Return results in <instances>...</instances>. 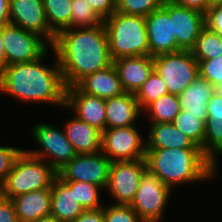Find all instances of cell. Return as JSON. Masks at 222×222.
Here are the masks:
<instances>
[{"label":"cell","mask_w":222,"mask_h":222,"mask_svg":"<svg viewBox=\"0 0 222 222\" xmlns=\"http://www.w3.org/2000/svg\"><path fill=\"white\" fill-rule=\"evenodd\" d=\"M57 176V172L45 160L31 156L24 150L0 186V196L12 199L30 191L52 187Z\"/></svg>","instance_id":"5b68a950"},{"label":"cell","mask_w":222,"mask_h":222,"mask_svg":"<svg viewBox=\"0 0 222 222\" xmlns=\"http://www.w3.org/2000/svg\"><path fill=\"white\" fill-rule=\"evenodd\" d=\"M207 120H222V94L217 89L207 103Z\"/></svg>","instance_id":"74e56055"},{"label":"cell","mask_w":222,"mask_h":222,"mask_svg":"<svg viewBox=\"0 0 222 222\" xmlns=\"http://www.w3.org/2000/svg\"><path fill=\"white\" fill-rule=\"evenodd\" d=\"M216 88L206 79L198 76L178 95L181 109L197 116L204 123L207 121V103Z\"/></svg>","instance_id":"603a6c76"},{"label":"cell","mask_w":222,"mask_h":222,"mask_svg":"<svg viewBox=\"0 0 222 222\" xmlns=\"http://www.w3.org/2000/svg\"><path fill=\"white\" fill-rule=\"evenodd\" d=\"M47 53L31 62L8 65L0 76V93L27 103L65 107L66 87L56 55L54 67L41 63Z\"/></svg>","instance_id":"7a4b0ae2"},{"label":"cell","mask_w":222,"mask_h":222,"mask_svg":"<svg viewBox=\"0 0 222 222\" xmlns=\"http://www.w3.org/2000/svg\"><path fill=\"white\" fill-rule=\"evenodd\" d=\"M205 26L222 37V5L208 8Z\"/></svg>","instance_id":"8d00e7d4"},{"label":"cell","mask_w":222,"mask_h":222,"mask_svg":"<svg viewBox=\"0 0 222 222\" xmlns=\"http://www.w3.org/2000/svg\"><path fill=\"white\" fill-rule=\"evenodd\" d=\"M136 126L106 128L102 132L101 152L111 162L144 159L146 141Z\"/></svg>","instance_id":"9c48e42d"},{"label":"cell","mask_w":222,"mask_h":222,"mask_svg":"<svg viewBox=\"0 0 222 222\" xmlns=\"http://www.w3.org/2000/svg\"><path fill=\"white\" fill-rule=\"evenodd\" d=\"M64 108L74 111L77 118L100 131L103 132L106 129L105 99L88 95L77 86L67 87Z\"/></svg>","instance_id":"9a60e30c"},{"label":"cell","mask_w":222,"mask_h":222,"mask_svg":"<svg viewBox=\"0 0 222 222\" xmlns=\"http://www.w3.org/2000/svg\"><path fill=\"white\" fill-rule=\"evenodd\" d=\"M64 132L77 154H94L101 151L102 131L81 121L75 115L67 120Z\"/></svg>","instance_id":"ffe728a7"},{"label":"cell","mask_w":222,"mask_h":222,"mask_svg":"<svg viewBox=\"0 0 222 222\" xmlns=\"http://www.w3.org/2000/svg\"><path fill=\"white\" fill-rule=\"evenodd\" d=\"M164 0H116V11L126 15L148 16L160 8Z\"/></svg>","instance_id":"1f68e13d"},{"label":"cell","mask_w":222,"mask_h":222,"mask_svg":"<svg viewBox=\"0 0 222 222\" xmlns=\"http://www.w3.org/2000/svg\"><path fill=\"white\" fill-rule=\"evenodd\" d=\"M76 86L88 95L105 100L124 93L117 70L113 64L106 69L86 76Z\"/></svg>","instance_id":"7402d4cb"},{"label":"cell","mask_w":222,"mask_h":222,"mask_svg":"<svg viewBox=\"0 0 222 222\" xmlns=\"http://www.w3.org/2000/svg\"><path fill=\"white\" fill-rule=\"evenodd\" d=\"M87 2L103 20L116 11V0H87Z\"/></svg>","instance_id":"f35d334b"},{"label":"cell","mask_w":222,"mask_h":222,"mask_svg":"<svg viewBox=\"0 0 222 222\" xmlns=\"http://www.w3.org/2000/svg\"><path fill=\"white\" fill-rule=\"evenodd\" d=\"M217 90L222 94V85L217 88Z\"/></svg>","instance_id":"7dc6e473"},{"label":"cell","mask_w":222,"mask_h":222,"mask_svg":"<svg viewBox=\"0 0 222 222\" xmlns=\"http://www.w3.org/2000/svg\"><path fill=\"white\" fill-rule=\"evenodd\" d=\"M110 165V159L101 151L94 154H77L57 172V175L63 181H84L106 190Z\"/></svg>","instance_id":"7c38bea8"},{"label":"cell","mask_w":222,"mask_h":222,"mask_svg":"<svg viewBox=\"0 0 222 222\" xmlns=\"http://www.w3.org/2000/svg\"><path fill=\"white\" fill-rule=\"evenodd\" d=\"M25 149L0 146V186L13 169L16 159Z\"/></svg>","instance_id":"d590c367"},{"label":"cell","mask_w":222,"mask_h":222,"mask_svg":"<svg viewBox=\"0 0 222 222\" xmlns=\"http://www.w3.org/2000/svg\"><path fill=\"white\" fill-rule=\"evenodd\" d=\"M105 105L106 128L134 126L143 112L135 94L129 92L106 99Z\"/></svg>","instance_id":"d6986e66"},{"label":"cell","mask_w":222,"mask_h":222,"mask_svg":"<svg viewBox=\"0 0 222 222\" xmlns=\"http://www.w3.org/2000/svg\"><path fill=\"white\" fill-rule=\"evenodd\" d=\"M173 124L184 135L188 136L203 152V142L205 137V123L200 121L197 116L188 114L187 111L181 109L175 117Z\"/></svg>","instance_id":"f1b7e54d"},{"label":"cell","mask_w":222,"mask_h":222,"mask_svg":"<svg viewBox=\"0 0 222 222\" xmlns=\"http://www.w3.org/2000/svg\"><path fill=\"white\" fill-rule=\"evenodd\" d=\"M199 76L206 79L216 89L222 85V55L198 62Z\"/></svg>","instance_id":"836d02e7"},{"label":"cell","mask_w":222,"mask_h":222,"mask_svg":"<svg viewBox=\"0 0 222 222\" xmlns=\"http://www.w3.org/2000/svg\"><path fill=\"white\" fill-rule=\"evenodd\" d=\"M124 92L136 93L154 70L153 57L130 56L113 61Z\"/></svg>","instance_id":"e0dca14e"},{"label":"cell","mask_w":222,"mask_h":222,"mask_svg":"<svg viewBox=\"0 0 222 222\" xmlns=\"http://www.w3.org/2000/svg\"><path fill=\"white\" fill-rule=\"evenodd\" d=\"M54 123H39L32 127V136L42 149L25 150L31 156L46 160V162L58 172L76 155L73 145L68 141L64 129L62 131ZM52 158H50V157ZM49 157V159H47Z\"/></svg>","instance_id":"52a82bcc"},{"label":"cell","mask_w":222,"mask_h":222,"mask_svg":"<svg viewBox=\"0 0 222 222\" xmlns=\"http://www.w3.org/2000/svg\"><path fill=\"white\" fill-rule=\"evenodd\" d=\"M51 49L66 88L76 86L86 76L113 64L103 24L65 29L55 36Z\"/></svg>","instance_id":"6da1fadb"},{"label":"cell","mask_w":222,"mask_h":222,"mask_svg":"<svg viewBox=\"0 0 222 222\" xmlns=\"http://www.w3.org/2000/svg\"><path fill=\"white\" fill-rule=\"evenodd\" d=\"M203 154L212 162L214 177L217 171V155L222 154V120L205 122Z\"/></svg>","instance_id":"83f0119b"},{"label":"cell","mask_w":222,"mask_h":222,"mask_svg":"<svg viewBox=\"0 0 222 222\" xmlns=\"http://www.w3.org/2000/svg\"><path fill=\"white\" fill-rule=\"evenodd\" d=\"M31 222H60L57 218H55L52 215H49L47 217L39 218L37 220L31 221Z\"/></svg>","instance_id":"f6af8a7d"},{"label":"cell","mask_w":222,"mask_h":222,"mask_svg":"<svg viewBox=\"0 0 222 222\" xmlns=\"http://www.w3.org/2000/svg\"><path fill=\"white\" fill-rule=\"evenodd\" d=\"M51 214L60 222H73L85 210L75 196V181H63L58 176L51 187Z\"/></svg>","instance_id":"ac0fdd59"},{"label":"cell","mask_w":222,"mask_h":222,"mask_svg":"<svg viewBox=\"0 0 222 222\" xmlns=\"http://www.w3.org/2000/svg\"><path fill=\"white\" fill-rule=\"evenodd\" d=\"M153 62L168 94L179 95L199 76L198 61L191 51L158 55L153 57Z\"/></svg>","instance_id":"8992f818"},{"label":"cell","mask_w":222,"mask_h":222,"mask_svg":"<svg viewBox=\"0 0 222 222\" xmlns=\"http://www.w3.org/2000/svg\"><path fill=\"white\" fill-rule=\"evenodd\" d=\"M102 187L84 181H75V196L85 210L99 209L104 205L99 202Z\"/></svg>","instance_id":"d6a6232c"},{"label":"cell","mask_w":222,"mask_h":222,"mask_svg":"<svg viewBox=\"0 0 222 222\" xmlns=\"http://www.w3.org/2000/svg\"><path fill=\"white\" fill-rule=\"evenodd\" d=\"M191 53L198 62L222 55V37L205 26Z\"/></svg>","instance_id":"4316f807"},{"label":"cell","mask_w":222,"mask_h":222,"mask_svg":"<svg viewBox=\"0 0 222 222\" xmlns=\"http://www.w3.org/2000/svg\"><path fill=\"white\" fill-rule=\"evenodd\" d=\"M170 19L177 47L181 51H191L196 39L205 27V15L199 11L176 5L170 1Z\"/></svg>","instance_id":"2e32d148"},{"label":"cell","mask_w":222,"mask_h":222,"mask_svg":"<svg viewBox=\"0 0 222 222\" xmlns=\"http://www.w3.org/2000/svg\"><path fill=\"white\" fill-rule=\"evenodd\" d=\"M171 191L157 175L146 168L130 206L143 222H160Z\"/></svg>","instance_id":"ba28073f"},{"label":"cell","mask_w":222,"mask_h":222,"mask_svg":"<svg viewBox=\"0 0 222 222\" xmlns=\"http://www.w3.org/2000/svg\"><path fill=\"white\" fill-rule=\"evenodd\" d=\"M170 1L176 5L199 11L204 15L207 13L209 8L208 0H170Z\"/></svg>","instance_id":"60d3db41"},{"label":"cell","mask_w":222,"mask_h":222,"mask_svg":"<svg viewBox=\"0 0 222 222\" xmlns=\"http://www.w3.org/2000/svg\"><path fill=\"white\" fill-rule=\"evenodd\" d=\"M103 215L105 222H143L130 205H104Z\"/></svg>","instance_id":"e575fe53"},{"label":"cell","mask_w":222,"mask_h":222,"mask_svg":"<svg viewBox=\"0 0 222 222\" xmlns=\"http://www.w3.org/2000/svg\"><path fill=\"white\" fill-rule=\"evenodd\" d=\"M145 22L151 57L181 51L173 34L170 0H164L160 8L145 17Z\"/></svg>","instance_id":"5bb4252c"},{"label":"cell","mask_w":222,"mask_h":222,"mask_svg":"<svg viewBox=\"0 0 222 222\" xmlns=\"http://www.w3.org/2000/svg\"><path fill=\"white\" fill-rule=\"evenodd\" d=\"M167 94L168 90L165 83L156 71L153 70L149 78L135 93V97L139 103L140 109L143 111L150 103Z\"/></svg>","instance_id":"f546056e"},{"label":"cell","mask_w":222,"mask_h":222,"mask_svg":"<svg viewBox=\"0 0 222 222\" xmlns=\"http://www.w3.org/2000/svg\"><path fill=\"white\" fill-rule=\"evenodd\" d=\"M0 222H20L11 199L0 196Z\"/></svg>","instance_id":"ab89813d"},{"label":"cell","mask_w":222,"mask_h":222,"mask_svg":"<svg viewBox=\"0 0 222 222\" xmlns=\"http://www.w3.org/2000/svg\"><path fill=\"white\" fill-rule=\"evenodd\" d=\"M51 187L12 198L20 222H31L51 214Z\"/></svg>","instance_id":"44dd1931"},{"label":"cell","mask_w":222,"mask_h":222,"mask_svg":"<svg viewBox=\"0 0 222 222\" xmlns=\"http://www.w3.org/2000/svg\"><path fill=\"white\" fill-rule=\"evenodd\" d=\"M10 23L35 33L52 46L55 34L46 19L43 0H9Z\"/></svg>","instance_id":"4fadbf2b"},{"label":"cell","mask_w":222,"mask_h":222,"mask_svg":"<svg viewBox=\"0 0 222 222\" xmlns=\"http://www.w3.org/2000/svg\"><path fill=\"white\" fill-rule=\"evenodd\" d=\"M146 148H200L173 123H150Z\"/></svg>","instance_id":"cb8c5ba5"},{"label":"cell","mask_w":222,"mask_h":222,"mask_svg":"<svg viewBox=\"0 0 222 222\" xmlns=\"http://www.w3.org/2000/svg\"><path fill=\"white\" fill-rule=\"evenodd\" d=\"M71 1L43 0L49 28L55 35L65 29H71Z\"/></svg>","instance_id":"484cf974"},{"label":"cell","mask_w":222,"mask_h":222,"mask_svg":"<svg viewBox=\"0 0 222 222\" xmlns=\"http://www.w3.org/2000/svg\"><path fill=\"white\" fill-rule=\"evenodd\" d=\"M147 168L146 161H114L109 169V180L106 189L117 205H130L136 195V191Z\"/></svg>","instance_id":"8fae6325"},{"label":"cell","mask_w":222,"mask_h":222,"mask_svg":"<svg viewBox=\"0 0 222 222\" xmlns=\"http://www.w3.org/2000/svg\"><path fill=\"white\" fill-rule=\"evenodd\" d=\"M2 36L7 65L34 61L48 51L42 37L12 23L2 26Z\"/></svg>","instance_id":"30bf717a"},{"label":"cell","mask_w":222,"mask_h":222,"mask_svg":"<svg viewBox=\"0 0 222 222\" xmlns=\"http://www.w3.org/2000/svg\"><path fill=\"white\" fill-rule=\"evenodd\" d=\"M73 222H105L103 207L84 210Z\"/></svg>","instance_id":"b9f144b4"},{"label":"cell","mask_w":222,"mask_h":222,"mask_svg":"<svg viewBox=\"0 0 222 222\" xmlns=\"http://www.w3.org/2000/svg\"><path fill=\"white\" fill-rule=\"evenodd\" d=\"M147 168L171 190L178 185L211 180L212 162L201 148H146Z\"/></svg>","instance_id":"3957f363"},{"label":"cell","mask_w":222,"mask_h":222,"mask_svg":"<svg viewBox=\"0 0 222 222\" xmlns=\"http://www.w3.org/2000/svg\"><path fill=\"white\" fill-rule=\"evenodd\" d=\"M103 25L112 61L150 55L145 17L115 11L103 21Z\"/></svg>","instance_id":"277c9868"},{"label":"cell","mask_w":222,"mask_h":222,"mask_svg":"<svg viewBox=\"0 0 222 222\" xmlns=\"http://www.w3.org/2000/svg\"><path fill=\"white\" fill-rule=\"evenodd\" d=\"M10 23L9 0H0V26Z\"/></svg>","instance_id":"7bdbcfd3"},{"label":"cell","mask_w":222,"mask_h":222,"mask_svg":"<svg viewBox=\"0 0 222 222\" xmlns=\"http://www.w3.org/2000/svg\"><path fill=\"white\" fill-rule=\"evenodd\" d=\"M3 36H2V26H0V76L3 74L5 68L8 66L6 61V56L4 53L3 45Z\"/></svg>","instance_id":"ee69618b"},{"label":"cell","mask_w":222,"mask_h":222,"mask_svg":"<svg viewBox=\"0 0 222 222\" xmlns=\"http://www.w3.org/2000/svg\"><path fill=\"white\" fill-rule=\"evenodd\" d=\"M181 111L178 95L167 94L150 103L144 113L149 114L150 123H173Z\"/></svg>","instance_id":"d4e9b609"},{"label":"cell","mask_w":222,"mask_h":222,"mask_svg":"<svg viewBox=\"0 0 222 222\" xmlns=\"http://www.w3.org/2000/svg\"><path fill=\"white\" fill-rule=\"evenodd\" d=\"M208 2H209V8L213 6L222 5V0H208Z\"/></svg>","instance_id":"bcb514c9"},{"label":"cell","mask_w":222,"mask_h":222,"mask_svg":"<svg viewBox=\"0 0 222 222\" xmlns=\"http://www.w3.org/2000/svg\"><path fill=\"white\" fill-rule=\"evenodd\" d=\"M103 21L87 0L71 1V28L94 27Z\"/></svg>","instance_id":"4dcf8cb0"}]
</instances>
